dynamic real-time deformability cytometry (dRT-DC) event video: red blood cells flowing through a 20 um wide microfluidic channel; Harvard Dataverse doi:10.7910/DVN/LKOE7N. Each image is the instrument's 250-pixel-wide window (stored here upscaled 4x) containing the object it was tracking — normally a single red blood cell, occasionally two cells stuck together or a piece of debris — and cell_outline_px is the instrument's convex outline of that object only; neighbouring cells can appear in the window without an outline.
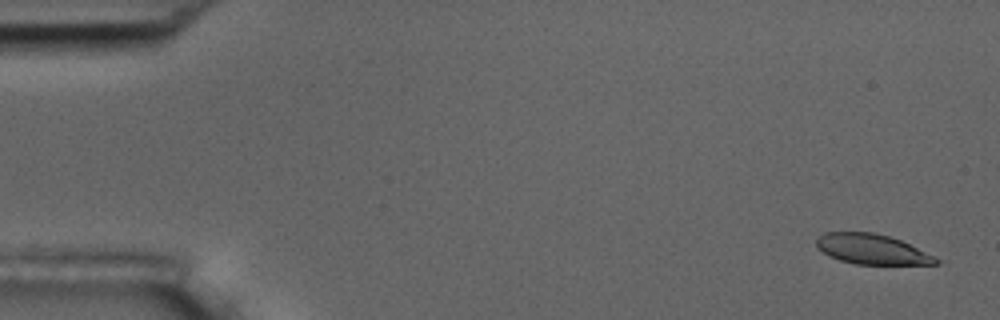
{"species": "common noctule bat (a hibernating species)", "species_latin": "Nyctalus noctula", "temperature_condition": "room temperature", "stored_images_in_passage": 55, "camera_frame_rate_fps": 3000, "um_per_image_px": 0.085, "animal": {"sex": "male", "body_mass_g": 17.5, "forearm_length_mm": 52.3}, "frame": {"image": 1, "passage_image": 2, "time_ms": 0.333, "image_size_px": [1000, 320], "cell_outline_px": [[940, 260], [936, 264], [856, 264], [840, 260], [828, 256], [816, 248], [816, 240], [824, 232], [872, 232], [888, 236], [900, 240]], "centroid_in_image_um": [74.02, 21.18], "position_along_channel_um": 11.0, "area_um2": 20.63}}
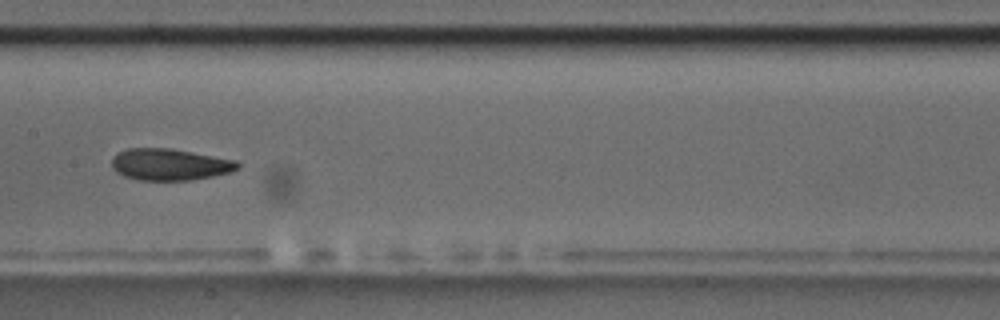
{"frame": {"image": 2, "passage_image": 28, "time_ms": 9.0, "image_size_px": [1000, 320], "cell_outline_px": [[240, 168], [228, 172], [212, 176], [192, 180], [136, 180], [124, 176], [116, 172], [112, 168], [112, 156], [128, 148], [172, 148], [236, 160], [240, 164]], "centroid_in_image_um": [14.41, 13.98], "position_along_channel_um": 193.0, "area_um2": 23.29}}
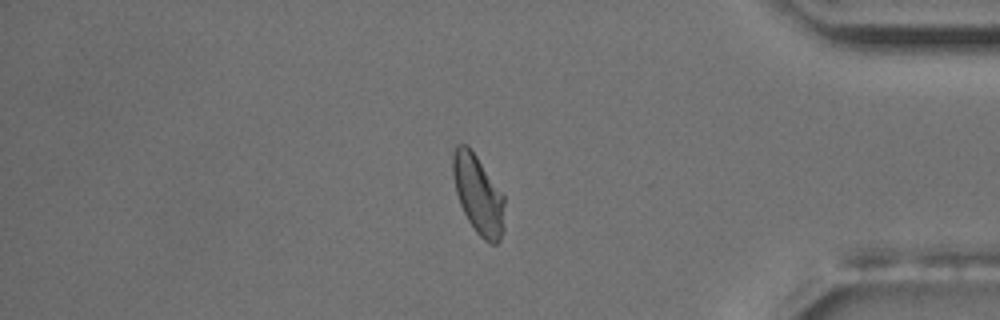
{"frame": {"image": 3, "passage_image": 47, "time_ms": 15.333, "image_size_px": [1000, 320], "cell_outline_px": [[504, 228], [500, 240], [496, 244], [492, 244], [484, 240], [476, 232], [468, 220], [460, 204], [456, 192], [452, 176], [452, 152], [456, 144], [468, 144], [504, 196]], "centroid_in_image_um": [40.63, 16.52], "position_along_channel_um": 394.6, "area_um2": 23.81}, "authors_computed_cell_mechanics": {"area_um2": 23.2934, "velocity_mm_per_s": 3.6295, "shape_relaxation_time_tau1_ms": 4.7744, "shape_relaxation_time_tau2_ms": 1.9646, "deformation_change_tau1": 0.1384, "deformation_change_tau2": 0.079}}